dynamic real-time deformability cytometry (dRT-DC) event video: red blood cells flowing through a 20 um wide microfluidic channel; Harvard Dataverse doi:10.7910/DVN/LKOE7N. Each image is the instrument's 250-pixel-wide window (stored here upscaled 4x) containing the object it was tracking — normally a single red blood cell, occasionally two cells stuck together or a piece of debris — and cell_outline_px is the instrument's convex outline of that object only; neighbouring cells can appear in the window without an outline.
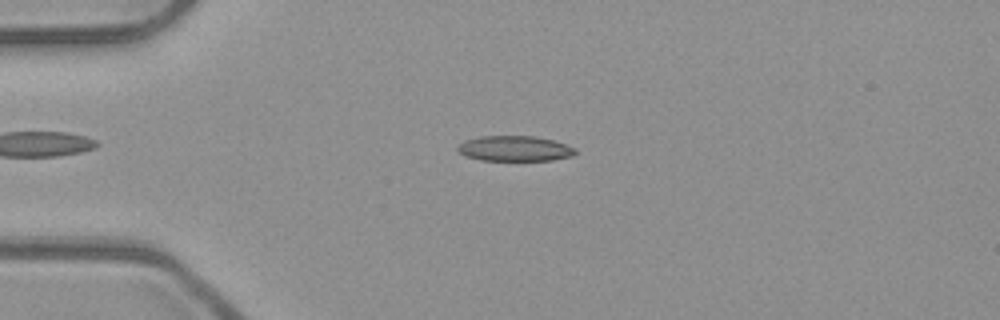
{"species": "common noctule bat (a hibernating species)", "species_latin": "Nyctalus noctula", "temperature_condition": "room temperature", "stored_images_in_passage": 52, "camera_frame_rate_fps": 3000, "um_per_image_px": 0.085, "animal": {"sex": "male", "body_mass_g": 23.1, "forearm_length_mm": 52.7}, "frame": {"image": 1, "passage_image": 13, "time_ms": 4.0, "image_size_px": [1000, 320], "cell_outline_px": [[576, 152], [572, 156], [552, 160], [480, 160], [464, 156], [456, 148], [464, 140], [480, 136], [536, 136], [552, 140], [576, 148]], "centroid_in_image_um": [43.73, 12.62], "position_along_channel_um": 41.3, "area_um2": 17.34}}
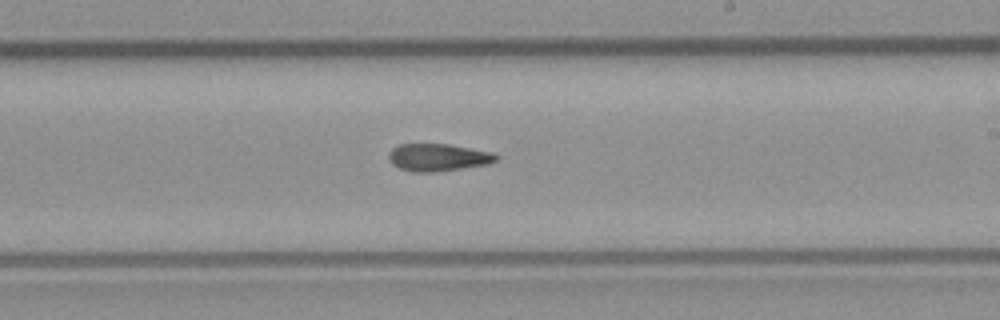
{"frame": {"image": 2, "passage_image": 31, "time_ms": 10.0, "image_size_px": [1000, 320], "cell_outline_px": [[500, 156], [496, 160], [488, 164], [436, 172], [412, 172], [400, 168], [392, 164], [388, 156], [388, 152], [392, 148], [400, 144], [448, 144], [492, 152]], "centroid_in_image_um": [37.22, 13.38], "position_along_channel_um": 251.8, "area_um2": 17.17}}
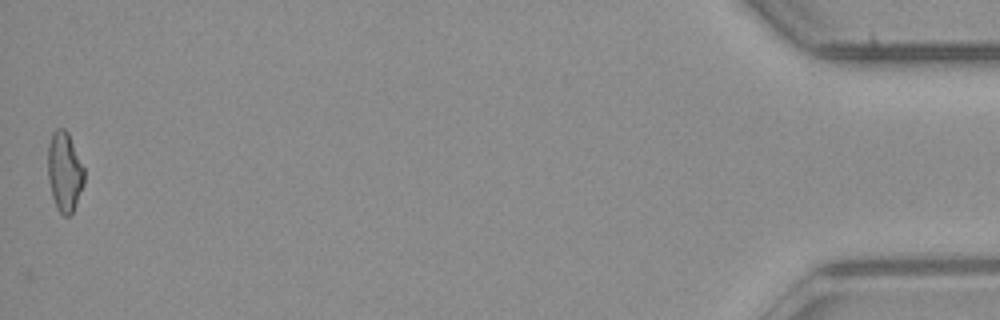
{"frame": {"image": 3, "passage_image": 52, "time_ms": 17.0, "image_size_px": [1000, 320], "cell_outline_px": [[84, 184], [72, 212], [68, 216], [64, 216], [56, 208], [52, 196], [48, 180], [48, 144], [52, 132], [56, 128], [64, 128], [68, 132], [84, 168]], "centroid_in_image_um": [5.47, 14.58], "position_along_channel_um": 429.7, "area_um2": 16.88}, "authors_computed_cell_mechanics": {"area_um2": 17.34, "velocity_mm_per_s": 3.9642, "shape_relaxation_time_tau1_ms": null, "shape_relaxation_time_tau2_ms": 6.668, "deformation_change_tau1": null, "deformation_change_tau2": 0.1591}}